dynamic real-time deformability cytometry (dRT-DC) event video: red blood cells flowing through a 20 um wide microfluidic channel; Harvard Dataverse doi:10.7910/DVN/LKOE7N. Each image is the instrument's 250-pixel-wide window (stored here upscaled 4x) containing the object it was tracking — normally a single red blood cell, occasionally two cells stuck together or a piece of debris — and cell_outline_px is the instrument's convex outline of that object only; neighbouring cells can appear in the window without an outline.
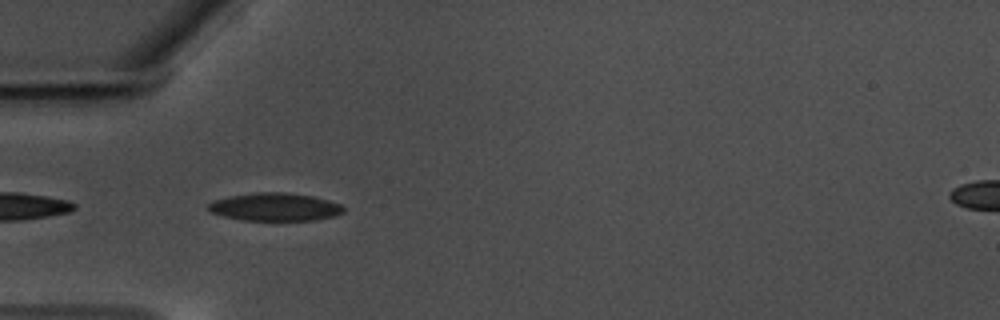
{"species": "common noctule bat (a hibernating species)", "species_latin": "Nyctalus noctula", "temperature_condition": "warm", "stored_images_in_passage": 24, "camera_frame_rate_fps": 3000, "um_per_image_px": 0.085, "animal": {"sex": "male", "body_mass_g": 17.5, "forearm_length_mm": 52.3}, "frame": {"image": 1, "passage_image": 2, "time_ms": 0.333, "image_size_px": [1000, 320], "cell_outline_px": [[344, 212], [332, 216], [316, 220], [244, 220], [224, 216], [208, 212], [208, 204], [212, 200], [228, 196], [256, 192], [284, 192], [312, 196], [328, 200], [340, 204], [344, 208]], "centroid_in_image_um": [23.33, 17.58], "position_along_channel_um": 61.7, "area_um2": 22.02}}
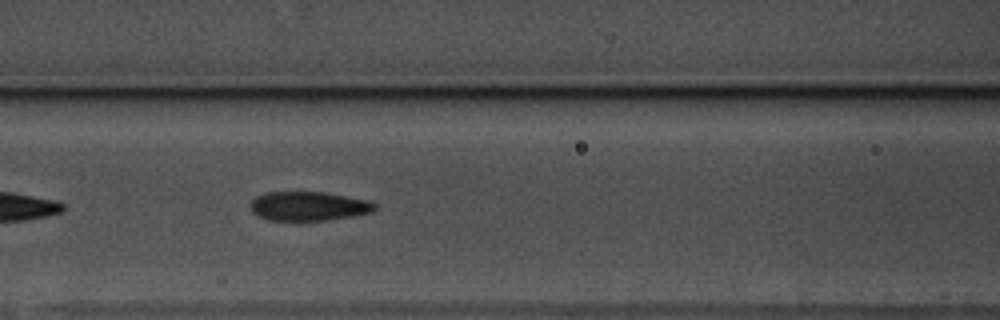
{"frame": {"image": 2, "passage_image": 9, "time_ms": 2.667, "image_size_px": [1000, 320], "cell_outline_px": [[376, 208], [372, 212], [352, 216], [324, 220], [268, 220], [252, 212], [252, 200], [256, 196], [264, 192], [324, 192], [368, 200], [376, 204]], "centroid_in_image_um": [26.23, 17.51], "position_along_channel_um": 140.4, "area_um2": 20.92}}
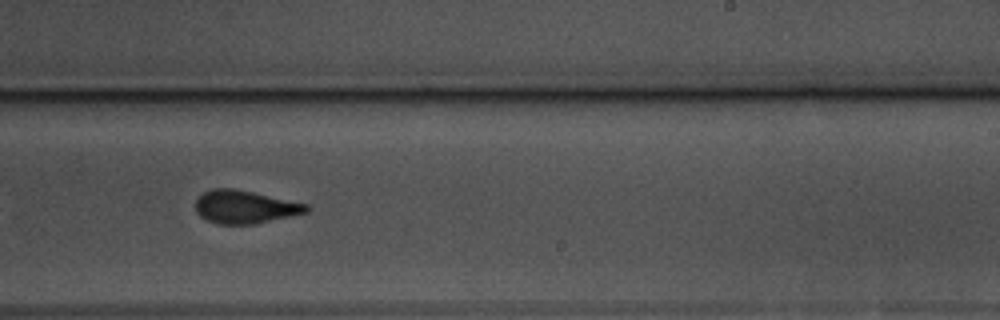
{"frame": {"image": 3, "passage_image": 20, "time_ms": 6.333, "image_size_px": [1000, 320], "cell_outline_px": [[308, 212], [252, 224], [216, 224], [200, 216], [196, 212], [196, 200], [204, 192], [212, 188], [232, 188], [252, 192], [308, 204]], "centroid_in_image_um": [20.78, 17.58], "position_along_channel_um": 268.2, "area_um2": 21.04}}